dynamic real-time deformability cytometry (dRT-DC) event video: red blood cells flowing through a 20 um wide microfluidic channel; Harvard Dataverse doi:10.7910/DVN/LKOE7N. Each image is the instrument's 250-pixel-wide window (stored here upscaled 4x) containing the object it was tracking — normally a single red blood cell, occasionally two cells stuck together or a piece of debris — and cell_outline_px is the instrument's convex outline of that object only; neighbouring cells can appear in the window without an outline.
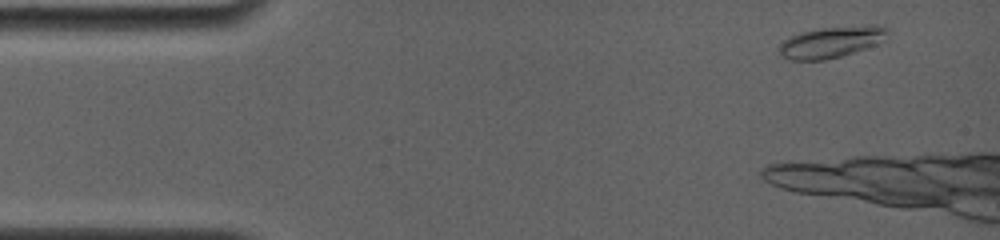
{"species": "common noctule bat (a hibernating species)", "species_latin": "Nyctalus noctula", "temperature_condition": "room temperature", "stored_images_in_passage": 7, "camera_frame_rate_fps": 4000, "um_per_image_px": 0.085, "animal": {"sex": "female", "body_mass_g": 19.0, "forearm_length_mm": 56.7}, "frame": {"image": 1, "passage_image": 2, "time_ms": 0.75, "image_size_px": [1000, 240], "cell_outline_px": [[888, 32], [876, 44], [840, 56], [824, 60], [792, 60], [780, 56], [780, 44], [788, 36], [800, 32], [820, 28], [868, 24], [880, 24], [888, 28]], "centroid_in_image_um": [70.63, 3.55], "position_along_channel_um": 14.4, "area_um2": 19.71}}